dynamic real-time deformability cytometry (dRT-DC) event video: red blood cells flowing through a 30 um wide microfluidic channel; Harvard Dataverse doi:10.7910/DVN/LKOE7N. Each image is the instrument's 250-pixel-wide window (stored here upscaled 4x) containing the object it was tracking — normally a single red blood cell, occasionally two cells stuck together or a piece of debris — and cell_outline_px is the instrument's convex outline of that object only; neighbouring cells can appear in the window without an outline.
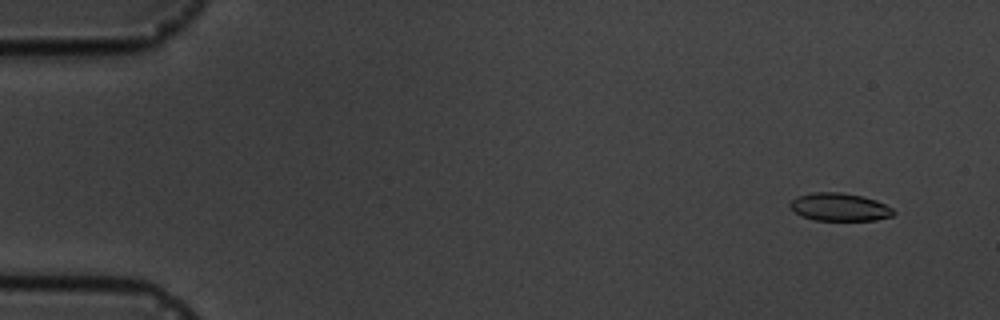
{"species": "common noctule bat (a hibernating species)", "species_latin": "Nyctalus noctula", "temperature_condition": "cold", "stored_images_in_passage": 4, "camera_frame_rate_fps": 3000, "um_per_image_px": 0.085, "animal": {"sex": "male", "body_mass_g": 19.5, "forearm_length_mm": 54.6}, "frame": {"image": 1, "passage_image": 1, "time_ms": 0.0, "image_size_px": [1000, 320], "cell_outline_px": [[896, 212], [892, 216], [876, 220], [812, 220], [800, 216], [788, 204], [796, 196], [812, 192], [840, 192], [864, 196], [876, 200], [892, 208]], "centroid_in_image_um": [71.35, 17.59], "position_along_channel_um": 13.6, "area_um2": 16.94}}